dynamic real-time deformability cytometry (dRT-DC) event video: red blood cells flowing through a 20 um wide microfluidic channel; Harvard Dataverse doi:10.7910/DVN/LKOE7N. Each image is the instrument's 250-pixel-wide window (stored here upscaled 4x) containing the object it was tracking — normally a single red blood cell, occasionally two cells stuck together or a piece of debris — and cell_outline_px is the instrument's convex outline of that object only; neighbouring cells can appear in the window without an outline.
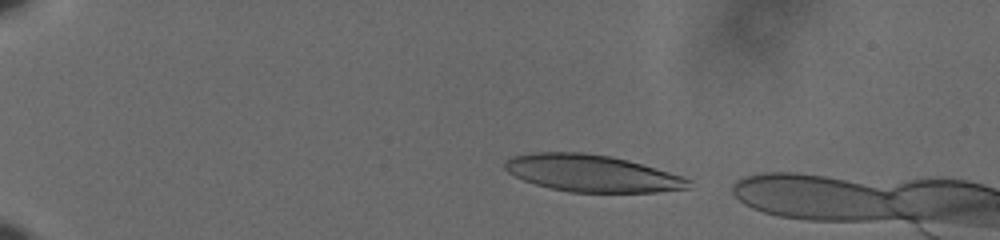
{"species": "human", "species_latin": "Homo sapiens", "temperature_condition": "cold", "stored_images_in_passage": 48, "camera_frame_rate_fps": 3000, "um_per_image_px": 0.085, "donor": {"sex": "male"}, "frame": {"image": 1, "passage_image": 4, "time_ms": 1.0, "image_size_px": [1000, 240], "cell_outline_px": [[692, 180], [688, 188], [656, 192], [568, 192], [536, 184], [524, 180], [508, 172], [504, 168], [504, 160], [512, 156], [532, 152], [584, 152], [608, 156], [628, 160], [684, 176]], "centroid_in_image_um": [50.3, 14.72], "position_along_channel_um": 34.7, "area_um2": 39.54}}
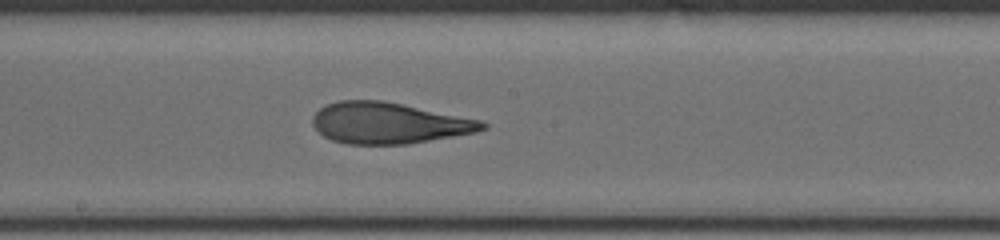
{"frame": {"image": 2, "passage_image": 26, "time_ms": 8.333, "image_size_px": [1000, 240], "cell_outline_px": [[488, 128], [476, 132], [408, 144], [348, 144], [332, 140], [324, 136], [312, 124], [312, 116], [320, 108], [328, 104], [340, 100], [380, 100], [480, 120], [488, 124]], "centroid_in_image_um": [33.02, 10.47], "position_along_channel_um": 215.2, "area_um2": 40.29}}
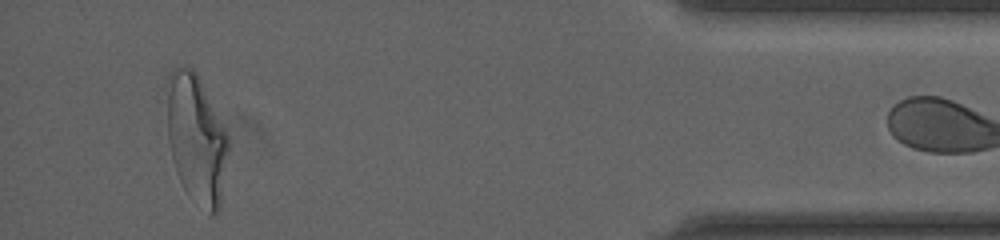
{"frame": {"image": 3, "passage_image": 47, "time_ms": 15.333, "image_size_px": [1000, 240], "cell_outline_px": [[228, 148], [220, 204], [216, 212], [212, 216], [188, 196], [176, 172], [172, 160], [168, 140], [164, 84], [172, 68], [192, 68], [196, 72], [228, 136]], "centroid_in_image_um": [16.63, 11.77], "position_along_channel_um": 418.6, "area_um2": 46.12}}